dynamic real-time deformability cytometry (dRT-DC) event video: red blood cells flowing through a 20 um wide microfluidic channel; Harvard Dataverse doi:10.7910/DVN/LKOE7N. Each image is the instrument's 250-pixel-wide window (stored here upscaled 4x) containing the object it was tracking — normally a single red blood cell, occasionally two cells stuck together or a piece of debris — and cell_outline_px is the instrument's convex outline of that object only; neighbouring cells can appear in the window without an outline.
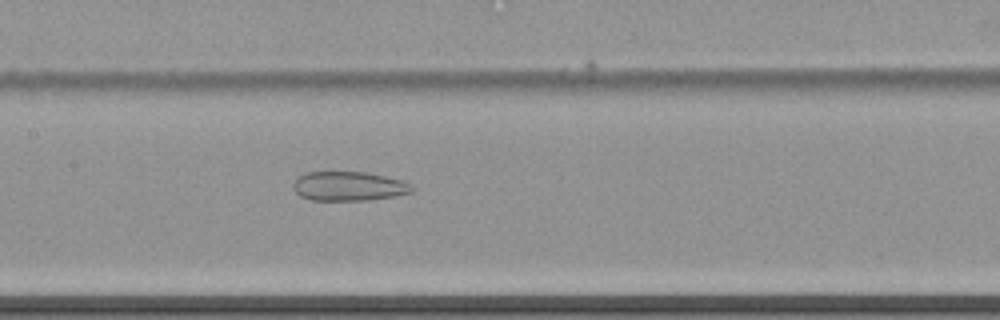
{"species": "common noctule bat (a hibernating species)", "species_latin": "Nyctalus noctula", "temperature_condition": "cold", "stored_images_in_passage": 58, "camera_frame_rate_fps": 3000, "um_per_image_px": 0.085, "animal": {"sex": "female", "body_mass_g": 22.7, "forearm_length_mm": 54.2}, "frame": {"image": 1, "passage_image": 29, "time_ms": 9.333, "image_size_px": [1000, 320], "cell_outline_px": [[416, 188], [412, 192], [396, 196], [368, 200], [312, 200], [300, 196], [292, 188], [292, 184], [296, 176], [304, 172], [364, 172], [404, 180], [412, 184]], "centroid_in_image_um": [29.64, 15.82], "position_along_channel_um": 177.8, "area_um2": 20.58}}
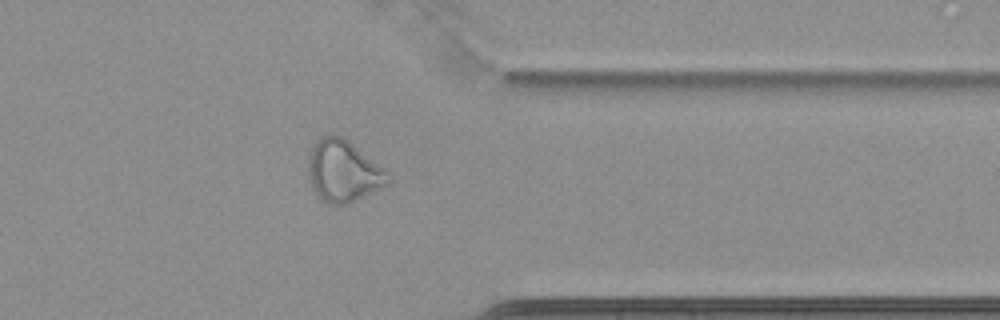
{"frame": {"image": 2, "passage_image": 47, "time_ms": 15.333, "image_size_px": [1000, 320], "cell_outline_px": [[392, 184], [348, 204], [328, 204], [312, 188], [308, 176], [308, 156], [316, 140], [320, 136], [332, 132], [348, 140], [392, 176]], "centroid_in_image_um": [29.19, 14.54], "position_along_channel_um": 382.2, "area_um2": 28.96}}
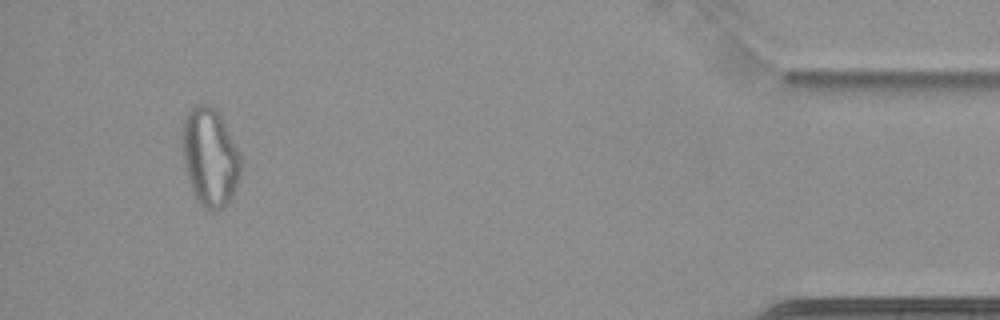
{"frame": {"image": 3, "passage_image": 55, "time_ms": 18.0, "image_size_px": [1000, 320], "cell_outline_px": [[240, 172], [232, 196], [220, 208], [212, 212], [204, 208], [200, 204], [192, 188], [184, 164], [184, 116], [196, 104], [212, 104], [220, 112], [240, 152]], "centroid_in_image_um": [17.88, 13.3], "position_along_channel_um": 417.3, "area_um2": 33.0}}